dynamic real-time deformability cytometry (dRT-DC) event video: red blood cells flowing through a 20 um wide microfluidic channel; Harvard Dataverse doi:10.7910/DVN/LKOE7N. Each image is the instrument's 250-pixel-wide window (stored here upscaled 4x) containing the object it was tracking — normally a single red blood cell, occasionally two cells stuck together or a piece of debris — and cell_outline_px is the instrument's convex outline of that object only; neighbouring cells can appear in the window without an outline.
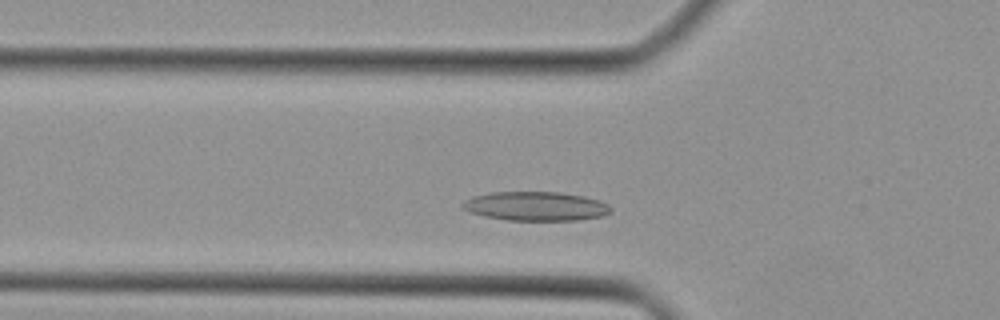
{"species": "Egyptian fruit bat (a non-hibernating species)", "species_latin": "Rousettus aegyptiacus", "temperature_condition": "cold", "stored_images_in_passage": 35, "camera_frame_rate_fps": 3000, "um_per_image_px": 0.085, "animal": {"sex": "female"}, "frame": {"image": 1, "passage_image": 5, "time_ms": 1.333, "image_size_px": [1000, 320], "cell_outline_px": [[612, 212], [600, 216], [580, 220], [508, 220], [484, 216], [468, 212], [460, 208], [460, 204], [464, 200], [472, 196], [492, 192], [560, 192], [584, 196], [600, 200], [608, 204], [612, 208]], "centroid_in_image_um": [45.51, 17.52], "position_along_channel_um": 80.3, "area_um2": 25.37}}
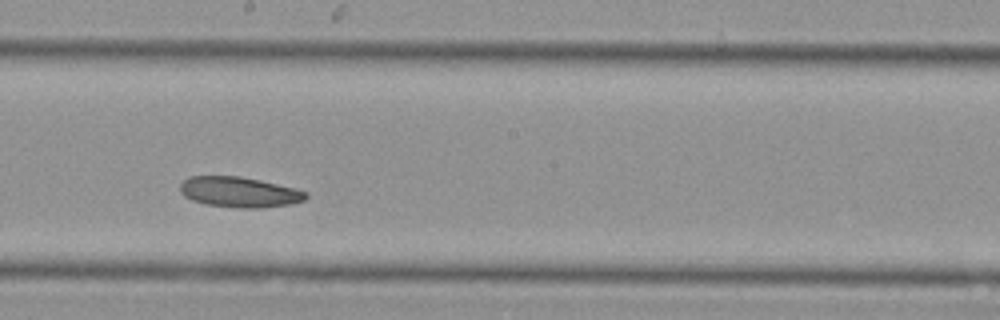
{"frame": {"image": 2, "passage_image": 15, "time_ms": 4.667, "image_size_px": [1000, 320], "cell_outline_px": [[308, 196], [304, 200], [292, 204], [260, 208], [240, 208], [204, 204], [192, 200], [184, 196], [180, 192], [180, 184], [188, 176], [240, 176], [260, 180], [296, 188], [308, 192]], "centroid_in_image_um": [20.35, 16.33], "position_along_channel_um": 227.9, "area_um2": 22.48}}
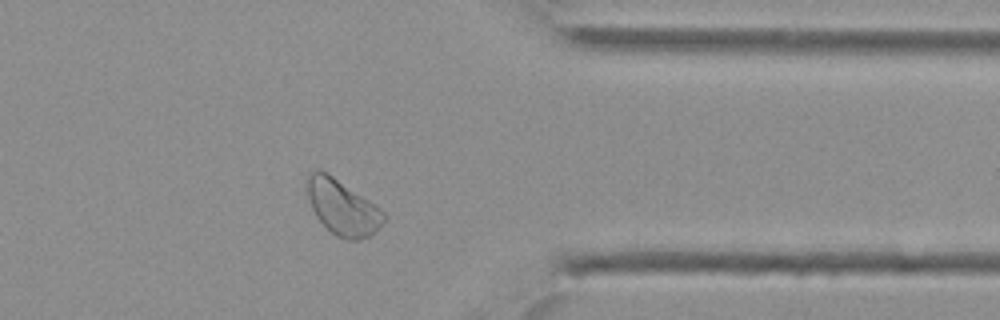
{"frame": {"image": 3, "passage_image": 26, "time_ms": 8.333, "image_size_px": [1000, 320], "cell_outline_px": [[388, 216], [376, 232], [360, 240], [348, 240], [336, 236], [316, 216], [312, 208], [308, 196], [308, 176], [312, 172], [324, 172], [332, 176], [368, 200], [384, 212]], "centroid_in_image_um": [29.15, 17.69], "position_along_channel_um": 382.2, "area_um2": 23.87}}